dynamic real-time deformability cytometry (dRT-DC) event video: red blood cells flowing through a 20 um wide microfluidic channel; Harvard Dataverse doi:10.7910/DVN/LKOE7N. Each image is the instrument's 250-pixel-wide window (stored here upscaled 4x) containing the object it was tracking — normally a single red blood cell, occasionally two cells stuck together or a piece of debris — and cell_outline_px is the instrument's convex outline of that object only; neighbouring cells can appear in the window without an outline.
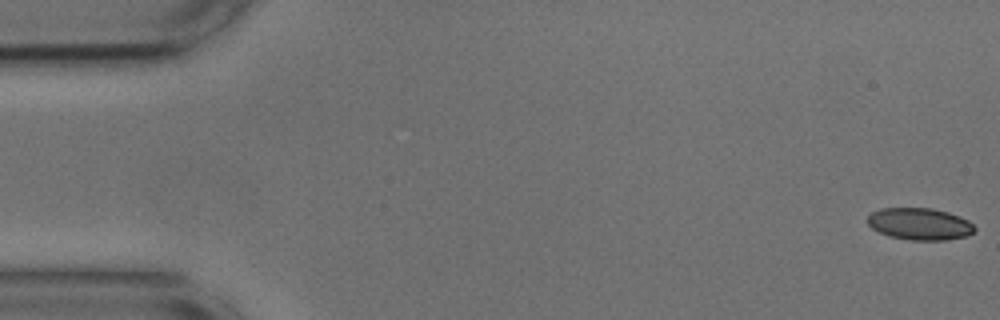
{"species": "common noctule bat (a hibernating species)", "species_latin": "Nyctalus noctula", "temperature_condition": "cold", "stored_images_in_passage": 22, "camera_frame_rate_fps": 3000, "um_per_image_px": 0.085, "animal": {"sex": "male", "body_mass_g": 17.9, "forearm_length_mm": 54.2}, "frame": {"image": 1, "passage_image": 1, "time_ms": 0.0, "image_size_px": [1000, 320], "cell_outline_px": [[976, 228], [968, 236], [948, 240], [912, 240], [888, 236], [872, 228], [868, 224], [868, 216], [872, 212], [880, 208], [932, 208], [948, 212], [960, 216], [968, 220]], "centroid_in_image_um": [78.19, 19.03], "position_along_channel_um": 6.8, "area_um2": 20.0}}
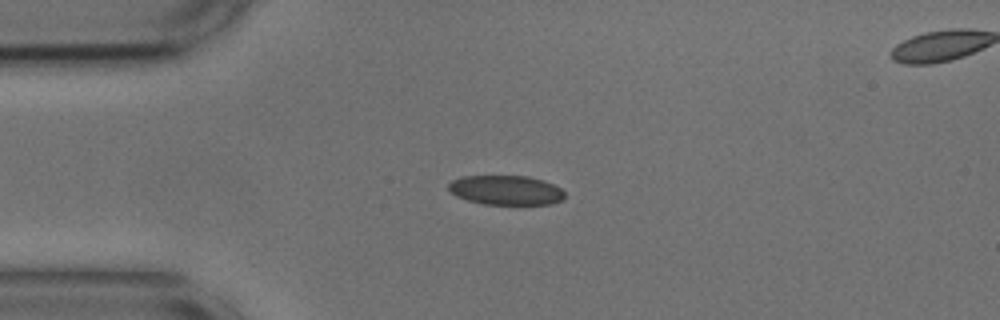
{"frame": {"image": 2, "passage_image": 13, "time_ms": 4.0, "image_size_px": [1000, 320], "cell_outline_px": [[564, 200], [552, 204], [484, 204], [468, 200], [456, 196], [448, 188], [448, 184], [452, 180], [460, 176], [528, 176], [544, 180], [560, 188], [564, 192]], "centroid_in_image_um": [43.01, 16.16], "position_along_channel_um": 42.0, "area_um2": 20.0}}